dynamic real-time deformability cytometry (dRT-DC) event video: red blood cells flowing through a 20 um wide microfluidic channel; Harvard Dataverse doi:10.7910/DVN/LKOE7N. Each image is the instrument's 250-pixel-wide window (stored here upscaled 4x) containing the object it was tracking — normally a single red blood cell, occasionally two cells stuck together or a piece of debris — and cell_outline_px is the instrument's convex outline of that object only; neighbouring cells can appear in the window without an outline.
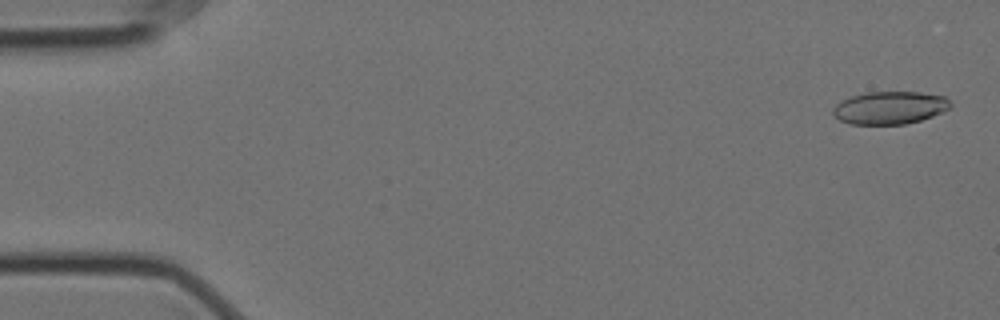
{"species": "Egyptian fruit bat (a non-hibernating species)", "species_latin": "Rousettus aegyptiacus", "temperature_condition": "cold", "stored_images_in_passage": 57, "camera_frame_rate_fps": 3000, "um_per_image_px": 0.085, "animal": {"sex": "female"}, "frame": {"image": 1, "passage_image": 2, "time_ms": 0.333, "image_size_px": [1000, 320], "cell_outline_px": [[952, 104], [948, 108], [932, 116], [920, 120], [904, 124], [852, 124], [840, 120], [832, 112], [832, 108], [840, 100], [864, 92], [920, 92], [944, 96]], "centroid_in_image_um": [75.6, 9.15], "position_along_channel_um": 9.4, "area_um2": 22.25}}
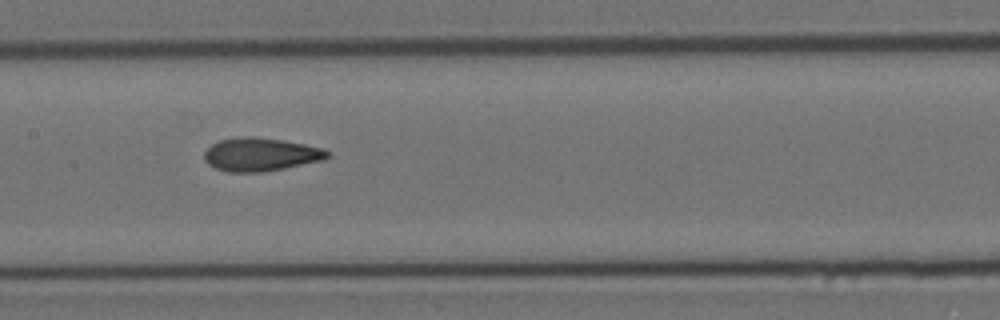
{"frame": {"image": 2, "passage_image": 28, "time_ms": 9.0, "image_size_px": [1000, 320], "cell_outline_px": [[332, 156], [324, 160], [264, 172], [228, 172], [216, 168], [208, 164], [204, 160], [204, 152], [212, 144], [220, 140], [248, 136], [252, 136], [280, 140], [304, 144], [324, 148]], "centroid_in_image_um": [22.17, 13.14], "position_along_channel_um": 185.2, "area_um2": 23.81}}
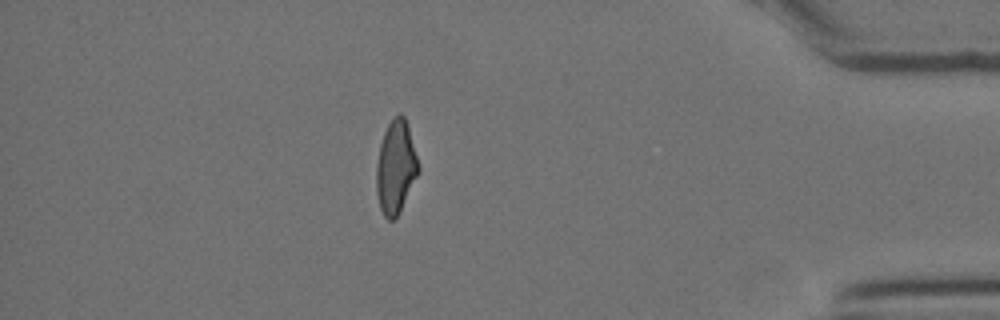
{"frame": {"image": 3, "passage_image": 50, "time_ms": 16.333, "image_size_px": [1000, 320], "cell_outline_px": [[420, 172], [396, 220], [388, 220], [384, 216], [380, 208], [376, 192], [376, 164], [380, 144], [384, 132], [388, 124], [400, 112], [404, 116], [408, 124], [420, 168]], "centroid_in_image_um": [33.65, 14.24], "position_along_channel_um": 401.6, "area_um2": 23.12}, "authors_computed_cell_mechanics": {"area_um2": 23.12, "velocity_mm_per_s": 3.5251, "shape_relaxation_time_tau1_ms": 11.0128, "shape_relaxation_time_tau2_ms": 2.1898, "deformation_change_tau1": 0.2471, "deformation_change_tau2": 0.0965}}